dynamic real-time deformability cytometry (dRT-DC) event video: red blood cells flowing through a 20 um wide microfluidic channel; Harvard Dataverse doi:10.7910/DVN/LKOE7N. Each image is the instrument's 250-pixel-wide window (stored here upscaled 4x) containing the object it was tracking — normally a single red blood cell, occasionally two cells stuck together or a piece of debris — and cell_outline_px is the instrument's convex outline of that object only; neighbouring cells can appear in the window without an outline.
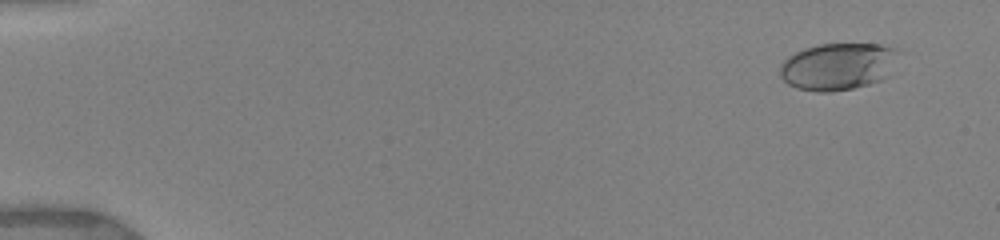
{"species": "human", "species_latin": "Homo sapiens", "temperature_condition": "warm", "stored_images_in_passage": 35, "camera_frame_rate_fps": 3000, "um_per_image_px": 0.085, "donor": {"sex": "female"}, "frame": {"image": 1, "passage_image": 7, "time_ms": 1.0, "image_size_px": [1000, 240], "cell_outline_px": [[896, 52], [888, 76], [884, 80], [852, 88], [828, 92], [816, 92], [796, 88], [788, 84], [780, 76], [780, 64], [788, 56], [804, 48], [820, 44], [880, 44], [896, 48]], "centroid_in_image_um": [71.17, 5.65], "position_along_channel_um": 13.8, "area_um2": 32.37}}
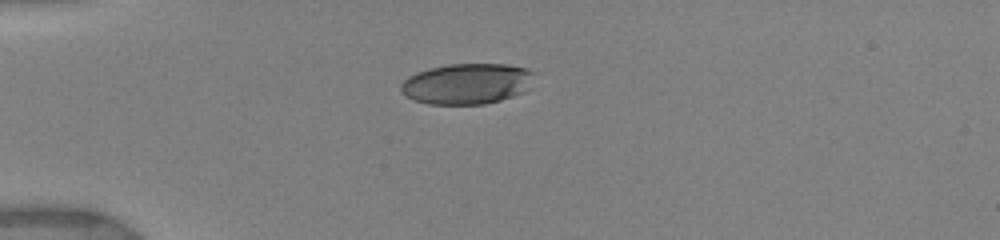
{"frame": {"image": 2, "passage_image": 22, "time_ms": 4.667, "image_size_px": [1000, 240], "cell_outline_px": [[536, 72], [524, 92], [500, 100], [484, 104], [428, 104], [412, 100], [404, 96], [400, 92], [400, 84], [408, 76], [416, 72], [428, 68], [448, 64], [508, 64], [528, 68]], "centroid_in_image_um": [39.65, 7.11], "position_along_channel_um": 45.4, "area_um2": 31.96}}